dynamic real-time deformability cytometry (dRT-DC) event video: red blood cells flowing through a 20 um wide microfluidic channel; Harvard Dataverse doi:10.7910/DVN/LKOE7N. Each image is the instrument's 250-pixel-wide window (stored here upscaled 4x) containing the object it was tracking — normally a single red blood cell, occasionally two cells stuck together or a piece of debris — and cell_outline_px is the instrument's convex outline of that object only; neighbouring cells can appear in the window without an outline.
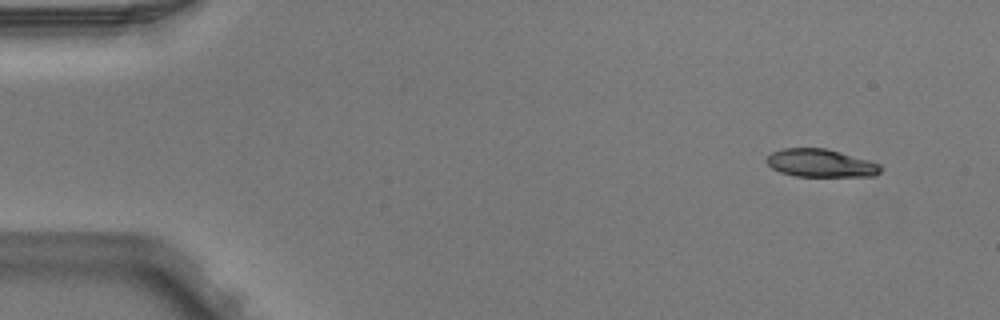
{"species": "Egyptian fruit bat (a non-hibernating species)", "species_latin": "Rousettus aegyptiacus", "temperature_condition": "warm", "stored_images_in_passage": 4, "camera_frame_rate_fps": 3000, "um_per_image_px": 0.085, "animal": {"sex": "male"}, "frame": {"image": 1, "passage_image": 1, "time_ms": 0.0, "image_size_px": [1000, 320], "cell_outline_px": [[880, 172], [872, 176], [796, 176], [780, 172], [772, 168], [764, 160], [772, 152], [784, 148], [824, 148], [840, 152], [868, 160], [880, 164]], "centroid_in_image_um": [69.72, 13.86], "position_along_channel_um": 15.3, "area_um2": 18.38}}
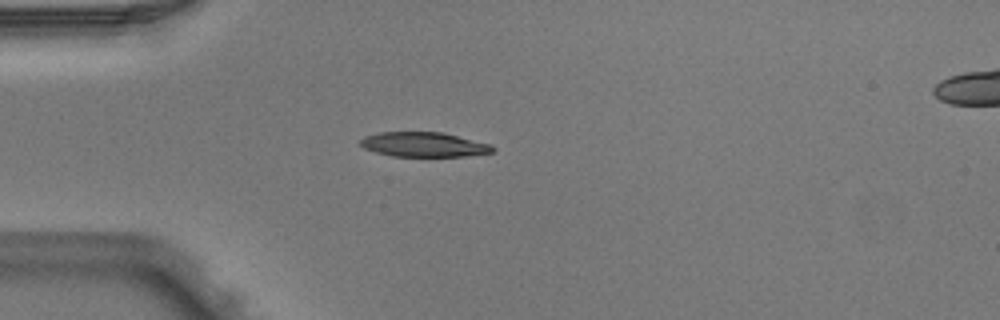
{"frame": {"image": 2, "passage_image": 3, "time_ms": 0.667, "image_size_px": [1000, 320], "cell_outline_px": [[496, 152], [464, 156], [392, 156], [376, 152], [364, 148], [360, 144], [360, 140], [364, 136], [380, 132], [444, 132], [492, 144], [496, 148]], "centroid_in_image_um": [36.08, 12.28], "position_along_channel_um": 48.9, "area_um2": 19.19}}